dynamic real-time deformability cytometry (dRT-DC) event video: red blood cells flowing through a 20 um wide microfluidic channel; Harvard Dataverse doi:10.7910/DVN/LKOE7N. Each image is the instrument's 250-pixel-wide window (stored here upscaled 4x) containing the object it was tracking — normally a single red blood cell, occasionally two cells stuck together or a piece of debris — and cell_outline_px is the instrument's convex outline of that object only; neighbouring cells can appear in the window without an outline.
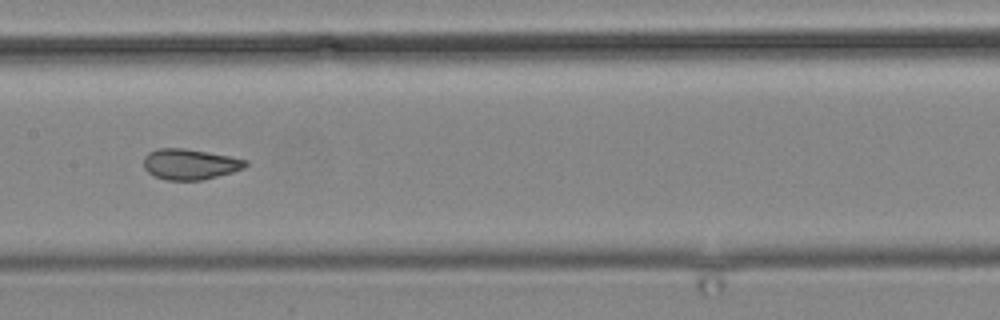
{"species": "common noctule bat (a hibernating species)", "species_latin": "Nyctalus noctula", "temperature_condition": "cold", "stored_images_in_passage": 15, "camera_frame_rate_fps": 3000, "um_per_image_px": 0.085, "animal": {"sex": "male", "body_mass_g": 19.2, "forearm_length_mm": 51.8}, "frame": {"image": 1, "passage_image": 13, "time_ms": 17.333, "image_size_px": [1000, 320], "cell_outline_px": [[248, 164], [244, 168], [232, 172], [200, 180], [168, 180], [156, 176], [148, 172], [144, 168], [144, 156], [148, 152], [160, 148], [184, 148], [208, 152], [248, 160]], "centroid_in_image_um": [16.14, 13.95], "position_along_channel_um": 191.3, "area_um2": 18.03}}
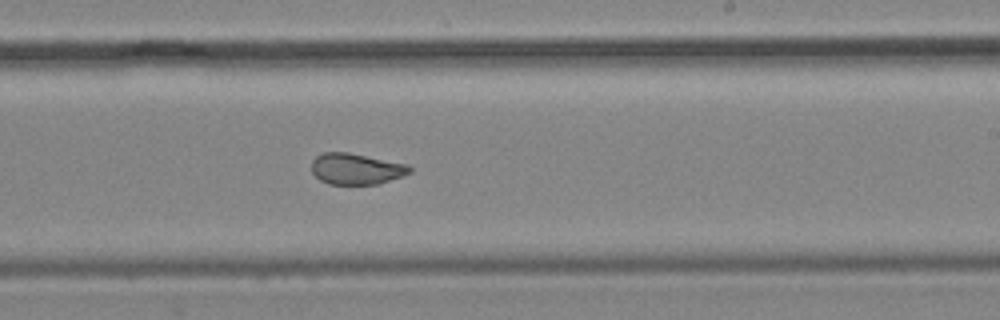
{"frame": {"image": 2, "passage_image": 15, "time_ms": 19.333, "image_size_px": [1000, 320], "cell_outline_px": [[412, 172], [380, 184], [328, 184], [320, 180], [312, 172], [312, 160], [316, 156], [324, 152], [348, 152], [408, 164], [412, 168]], "centroid_in_image_um": [30.28, 14.35], "position_along_channel_um": 258.7, "area_um2": 17.86}}